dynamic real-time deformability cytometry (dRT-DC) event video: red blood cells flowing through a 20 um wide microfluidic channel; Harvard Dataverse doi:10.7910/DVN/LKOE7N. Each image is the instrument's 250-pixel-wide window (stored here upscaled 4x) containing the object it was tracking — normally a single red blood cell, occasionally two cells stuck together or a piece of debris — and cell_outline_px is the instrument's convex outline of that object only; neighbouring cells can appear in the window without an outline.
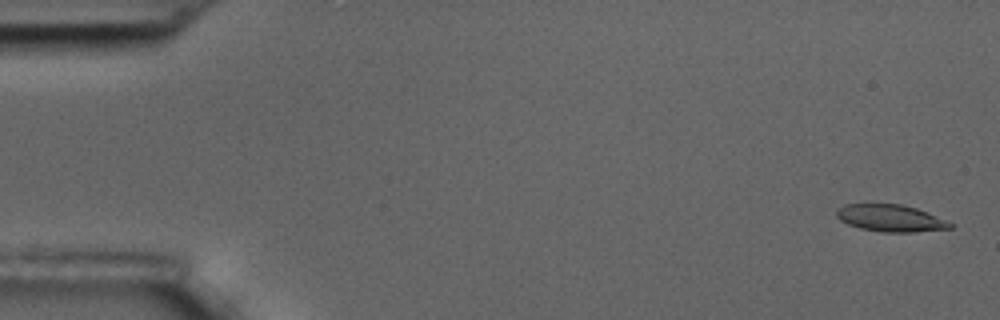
{"species": "common noctule bat (a hibernating species)", "species_latin": "Nyctalus noctula", "temperature_condition": "room temperature", "stored_images_in_passage": 15, "camera_frame_rate_fps": 3000, "um_per_image_px": 0.085, "animal": {"sex": "male", "body_mass_g": 17.5, "forearm_length_mm": 52.3}, "frame": {"image": 1, "passage_image": 1, "time_ms": 0.0, "image_size_px": [1000, 320], "cell_outline_px": [[952, 228], [916, 232], [880, 232], [860, 228], [848, 224], [840, 220], [836, 216], [836, 212], [844, 204], [900, 204], [916, 208], [944, 220], [952, 224]], "centroid_in_image_um": [75.66, 18.55], "position_along_channel_um": 9.3, "area_um2": 17.63}}
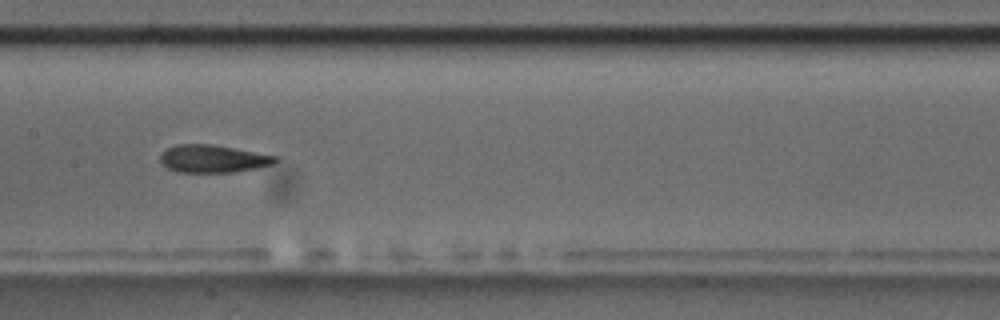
{"frame": {"image": 2, "passage_image": 8, "time_ms": 2.333, "image_size_px": [1000, 320], "cell_outline_px": [[280, 160], [272, 164], [256, 168], [232, 172], [176, 172], [168, 168], [160, 160], [160, 152], [176, 144], [212, 144], [276, 156]], "centroid_in_image_um": [18.07, 13.49], "position_along_channel_um": 189.3, "area_um2": 18.44}}
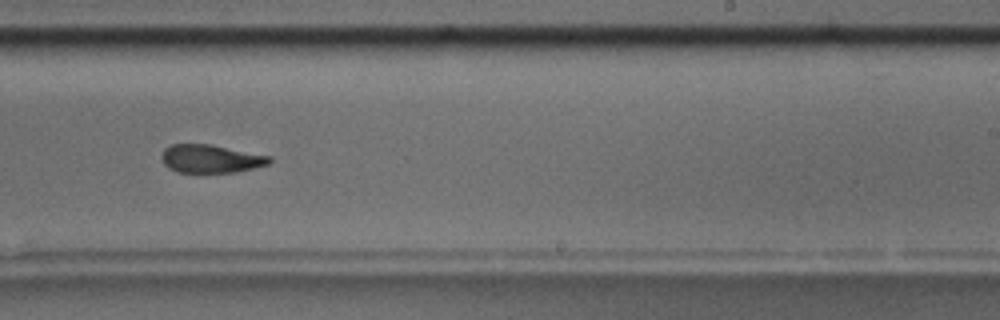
{"frame": {"image": 3, "passage_image": 10, "time_ms": 3.0, "image_size_px": [1000, 320], "cell_outline_px": [[272, 160], [268, 164], [236, 172], [176, 172], [168, 168], [164, 164], [160, 156], [164, 148], [172, 144], [212, 144], [272, 156]], "centroid_in_image_um": [17.9, 13.48], "position_along_channel_um": 271.1, "area_um2": 17.86}}